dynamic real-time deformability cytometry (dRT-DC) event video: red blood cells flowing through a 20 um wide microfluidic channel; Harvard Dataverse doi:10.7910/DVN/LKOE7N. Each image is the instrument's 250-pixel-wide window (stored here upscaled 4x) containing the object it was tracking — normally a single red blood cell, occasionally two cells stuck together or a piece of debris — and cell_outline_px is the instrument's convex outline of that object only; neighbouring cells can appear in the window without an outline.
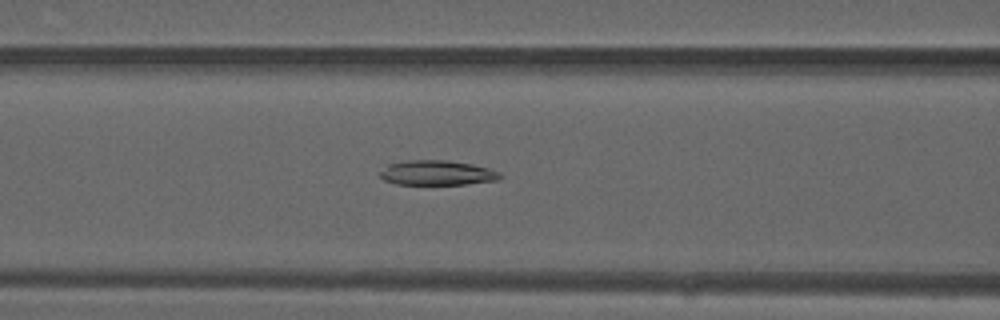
{"species": "common noctule bat (a hibernating species)", "species_latin": "Nyctalus noctula", "temperature_condition": "warm", "stored_images_in_passage": 37, "camera_frame_rate_fps": 3000, "um_per_image_px": 0.085, "animal": {"sex": "male", "forearm_length_mm": 52.5}, "frame": {"image": 1, "passage_image": 8, "time_ms": 2.333, "image_size_px": [1000, 320], "cell_outline_px": [[504, 176], [500, 180], [468, 184], [396, 184], [384, 180], [380, 176], [380, 172], [388, 164], [408, 160], [448, 160], [472, 164], [488, 168], [500, 172]], "centroid_in_image_um": [37.2, 14.69], "position_along_channel_um": 129.4, "area_um2": 17.46}}
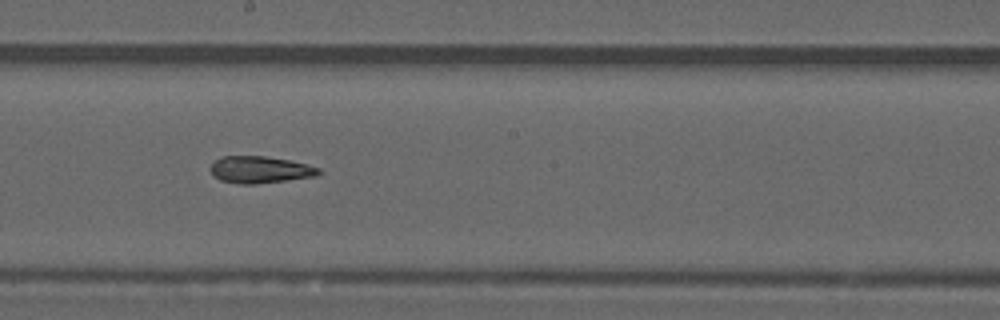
{"frame": {"image": 2, "passage_image": 15, "time_ms": 4.667, "image_size_px": [1000, 320], "cell_outline_px": [[320, 172], [316, 176], [256, 184], [240, 184], [220, 180], [212, 176], [208, 168], [216, 160], [224, 156], [264, 156], [288, 160], [320, 168]], "centroid_in_image_um": [22.04, 14.43], "position_along_channel_um": 226.2, "area_um2": 16.88}}
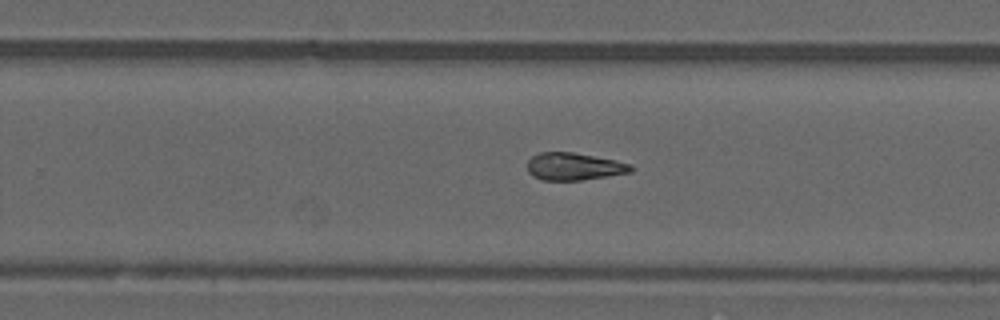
{"frame": {"image": 3, "passage_image": 19, "time_ms": 6.0, "image_size_px": [1000, 320], "cell_outline_px": [[636, 168], [632, 172], [608, 176], [580, 180], [540, 180], [532, 176], [528, 172], [528, 160], [532, 156], [540, 152], [572, 152], [616, 160], [632, 164]], "centroid_in_image_um": [48.82, 14.15], "position_along_channel_um": 281.0, "area_um2": 16.7}, "authors_computed_cell_mechanics": {"area_um2": 17.1088, "velocity_mm_per_s": 4.1575, "shape_relaxation_time_tau1_ms": null, "shape_relaxation_time_tau2_ms": 8.1381, "deformation_change_tau1": null, "deformation_change_tau2": 0.1856}}